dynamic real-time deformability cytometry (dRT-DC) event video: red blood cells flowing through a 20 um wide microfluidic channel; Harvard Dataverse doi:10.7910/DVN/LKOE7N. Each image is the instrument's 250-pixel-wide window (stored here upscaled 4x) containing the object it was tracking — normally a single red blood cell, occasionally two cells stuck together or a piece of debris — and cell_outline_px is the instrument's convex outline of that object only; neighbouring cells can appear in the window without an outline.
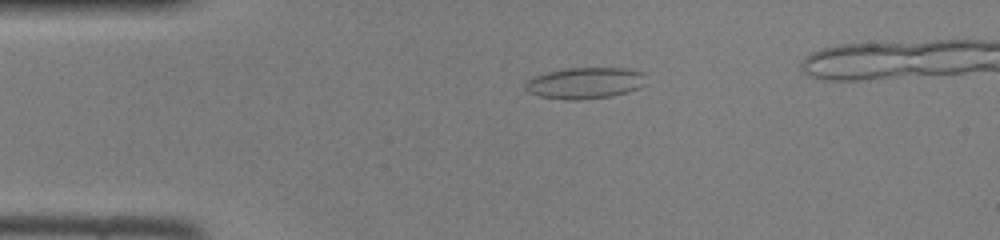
{"species": "common noctule bat (a hibernating species)", "species_latin": "Nyctalus noctula", "temperature_condition": "room temperature", "stored_images_in_passage": 35, "camera_frame_rate_fps": 3000, "um_per_image_px": 0.085, "animal": {"sex": "female", "body_mass_g": 22.0, "forearm_length_mm": 56.7}, "frame": {"image": 1, "passage_image": 3, "time_ms": 0.667, "image_size_px": [1000, 240], "cell_outline_px": [[644, 84], [640, 88], [628, 92], [608, 96], [580, 100], [564, 100], [540, 96], [528, 92], [524, 88], [524, 84], [528, 80], [536, 76], [548, 72], [564, 68], [624, 68], [644, 72]], "centroid_in_image_um": [49.72, 7.06], "position_along_channel_um": 35.3, "area_um2": 22.02}}
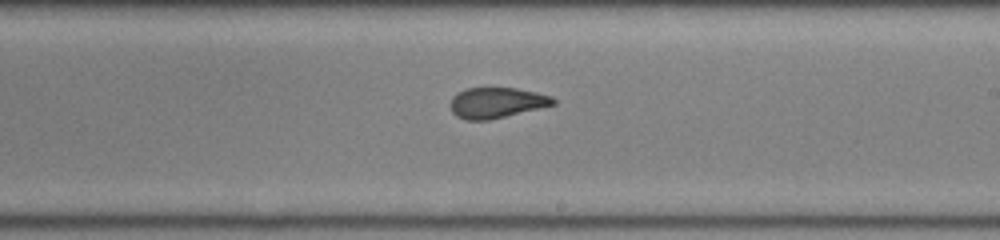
{"frame": {"image": 2, "passage_image": 20, "time_ms": 6.333, "image_size_px": [1000, 240], "cell_outline_px": [[556, 104], [488, 120], [468, 120], [456, 116], [452, 112], [452, 96], [468, 88], [516, 88], [536, 92], [552, 96], [556, 100]], "centroid_in_image_um": [42.24, 8.73], "position_along_channel_um": 246.8, "area_um2": 18.03}}
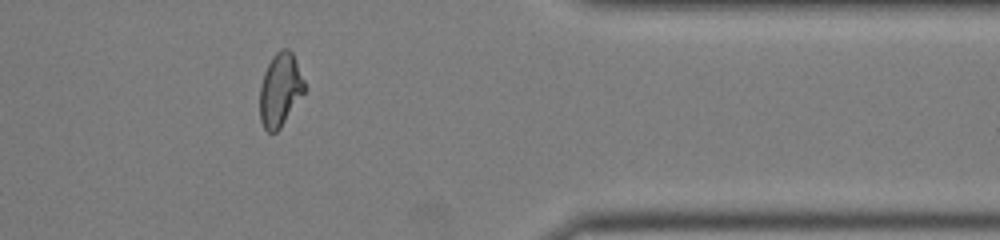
{"frame": {"image": 3, "passage_image": 31, "time_ms": 10.0, "image_size_px": [1000, 240], "cell_outline_px": [[304, 92], [280, 128], [276, 132], [268, 132], [264, 128], [260, 120], [260, 88], [264, 72], [272, 56], [280, 48], [288, 48], [292, 52], [296, 60], [304, 80]], "centroid_in_image_um": [23.8, 7.61], "position_along_channel_um": 387.6, "area_um2": 18.9}}